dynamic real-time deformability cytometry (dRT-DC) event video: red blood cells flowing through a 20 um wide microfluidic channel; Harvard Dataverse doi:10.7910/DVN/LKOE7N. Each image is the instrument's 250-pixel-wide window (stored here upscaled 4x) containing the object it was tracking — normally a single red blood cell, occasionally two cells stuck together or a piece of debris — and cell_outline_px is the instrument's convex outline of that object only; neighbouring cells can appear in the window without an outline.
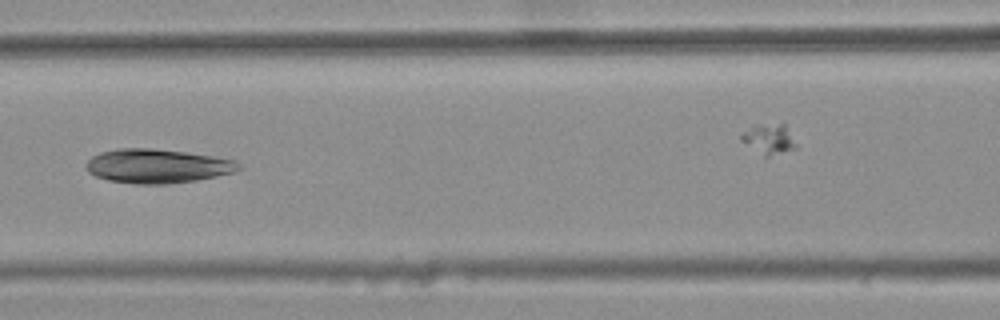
{"species": "common noctule bat (a hibernating species)", "species_latin": "Nyctalus noctula", "temperature_condition": "warm", "stored_images_in_passage": 13, "camera_frame_rate_fps": 3000, "um_per_image_px": 0.085, "animal": {"sex": "female", "body_mass_g": 25.1}, "frame": {"image": 1, "passage_image": 6, "time_ms": 1.667, "image_size_px": [1000, 320], "cell_outline_px": [[240, 168], [232, 172], [216, 176], [196, 180], [168, 184], [136, 184], [108, 180], [96, 176], [88, 172], [84, 164], [92, 156], [100, 152], [116, 148], [152, 148], [184, 152], [212, 156], [236, 160], [240, 164]], "centroid_in_image_um": [13.32, 14.11], "position_along_channel_um": 153.3, "area_um2": 30.29}}